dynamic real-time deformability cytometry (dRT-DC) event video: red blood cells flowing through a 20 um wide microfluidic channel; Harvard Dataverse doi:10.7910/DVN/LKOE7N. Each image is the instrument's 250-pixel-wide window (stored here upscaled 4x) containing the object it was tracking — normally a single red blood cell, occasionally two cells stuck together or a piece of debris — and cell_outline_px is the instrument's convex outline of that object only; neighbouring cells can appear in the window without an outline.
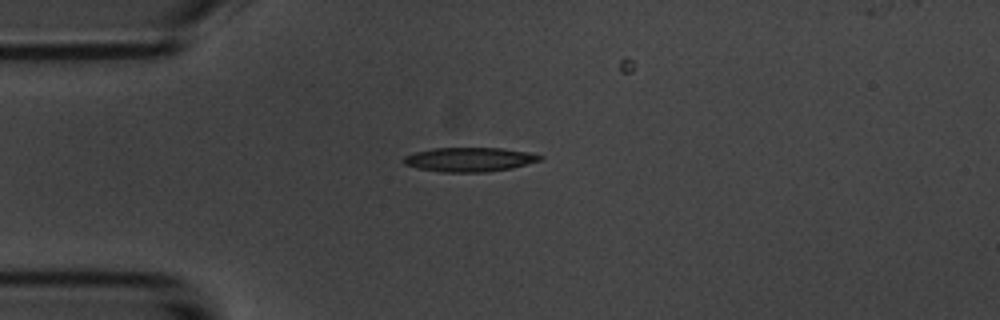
{"species": "common noctule bat (a hibernating species)", "species_latin": "Nyctalus noctula", "temperature_condition": "room temperature", "stored_images_in_passage": 10, "camera_frame_rate_fps": 3000, "um_per_image_px": 0.085, "animal": {"sex": "male", "body_mass_g": 20.1, "forearm_length_mm": 53.5}, "frame": {"image": 1, "passage_image": 1, "time_ms": 0.0, "image_size_px": [1000, 320], "cell_outline_px": [[544, 156], [540, 160], [512, 168], [488, 172], [440, 172], [416, 168], [404, 164], [400, 160], [404, 156], [416, 152], [436, 148], [500, 148], [528, 152]], "centroid_in_image_um": [39.86, 13.56], "position_along_channel_um": 45.1, "area_um2": 19.25}}
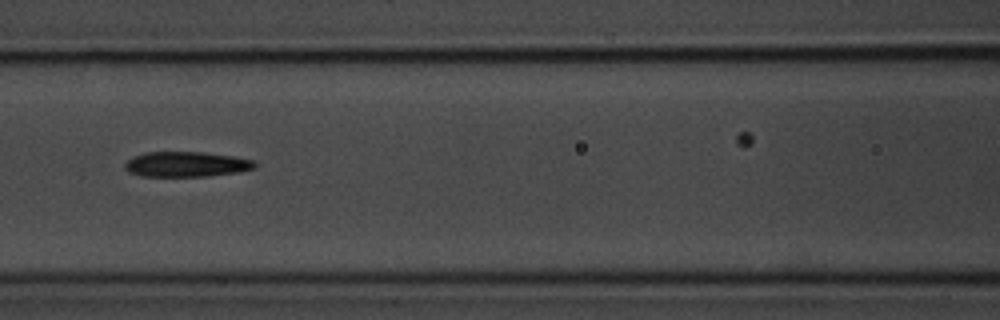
{"frame": {"image": 2, "passage_image": 4, "time_ms": 3.333, "image_size_px": [1000, 320], "cell_outline_px": [[256, 168], [236, 172], [208, 176], [140, 176], [128, 172], [124, 168], [124, 164], [132, 156], [148, 152], [200, 152], [232, 156], [252, 160], [256, 164]], "centroid_in_image_um": [15.79, 13.96], "position_along_channel_um": 150.8, "area_um2": 18.96}}
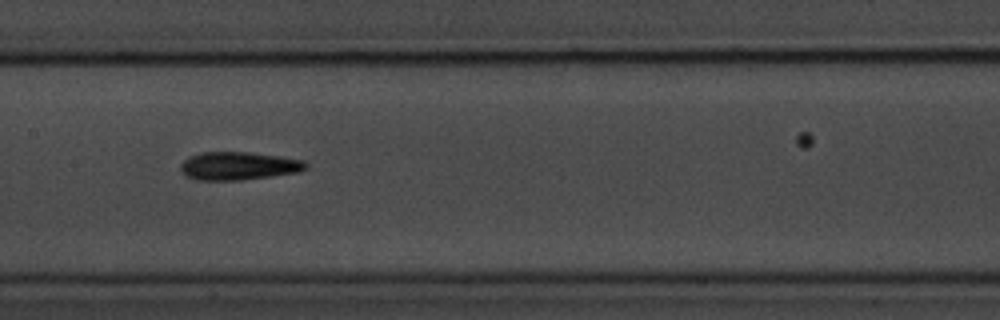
{"frame": {"image": 3, "passage_image": 5, "time_ms": 4.333, "image_size_px": [1000, 320], "cell_outline_px": [[308, 168], [300, 172], [272, 176], [240, 180], [196, 180], [184, 176], [180, 172], [180, 164], [188, 156], [200, 152], [248, 152], [280, 156], [304, 160], [308, 164]], "centroid_in_image_um": [20.25, 14.1], "position_along_channel_um": 187.1, "area_um2": 20.87}, "authors_computed_cell_mechanics": {"area_um2": 19.1318, "velocity_mm_per_s": 3.6254, "shape_relaxation_time_tau1_ms": 3.7352, "shape_relaxation_time_tau2_ms": null, "deformation_change_tau1": 0.1369, "deformation_change_tau2": null}}